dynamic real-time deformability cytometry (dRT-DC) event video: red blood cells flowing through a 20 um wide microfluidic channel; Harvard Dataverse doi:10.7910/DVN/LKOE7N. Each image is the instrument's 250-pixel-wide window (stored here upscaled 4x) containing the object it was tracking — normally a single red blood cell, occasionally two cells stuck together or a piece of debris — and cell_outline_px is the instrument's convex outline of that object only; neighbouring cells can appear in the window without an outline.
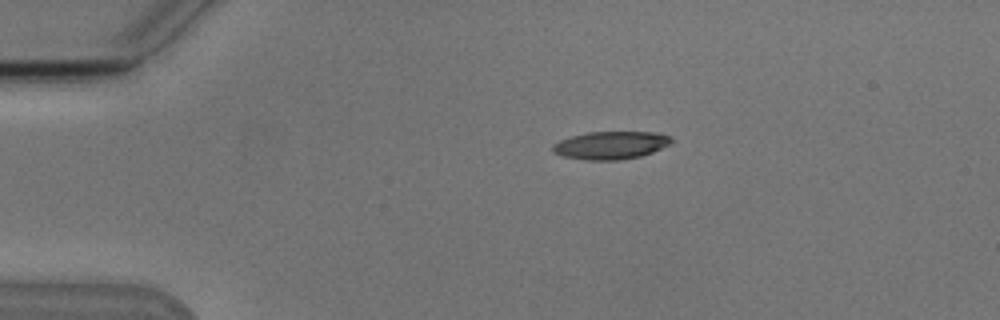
{"species": "Egyptian fruit bat (a non-hibernating species)", "species_latin": "Rousettus aegyptiacus", "temperature_condition": "cold", "stored_images_in_passage": 6, "camera_frame_rate_fps": 3000, "um_per_image_px": 0.085, "animal": {"sex": "male"}, "frame": {"image": 1, "passage_image": 6, "time_ms": 7.0, "image_size_px": [1000, 320], "cell_outline_px": [[676, 140], [652, 152], [640, 156], [620, 160], [584, 160], [564, 156], [552, 152], [552, 144], [560, 140], [572, 136], [588, 132], [656, 132], [672, 136]], "centroid_in_image_um": [51.92, 12.34], "position_along_channel_um": 33.1, "area_um2": 19.31}}